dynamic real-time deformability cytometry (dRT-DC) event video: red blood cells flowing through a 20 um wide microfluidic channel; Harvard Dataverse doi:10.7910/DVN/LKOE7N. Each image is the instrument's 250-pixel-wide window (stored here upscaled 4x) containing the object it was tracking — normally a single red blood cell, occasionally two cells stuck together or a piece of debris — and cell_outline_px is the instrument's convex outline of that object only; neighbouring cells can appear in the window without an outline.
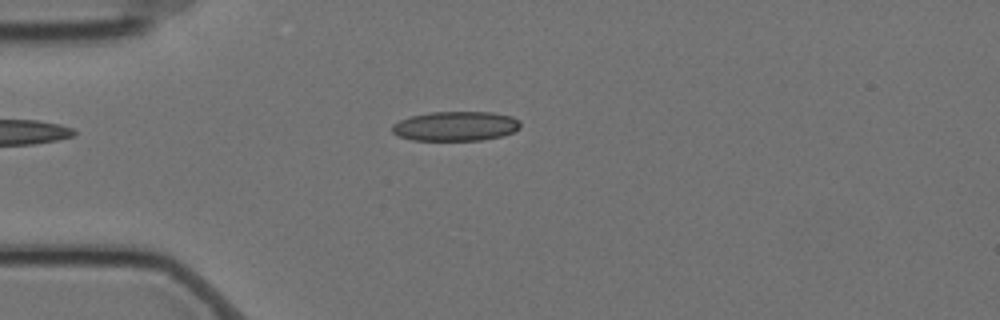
{"species": "Egyptian fruit bat (a non-hibernating species)", "species_latin": "Rousettus aegyptiacus", "temperature_condition": "cold", "stored_images_in_passage": 44, "camera_frame_rate_fps": 3000, "um_per_image_px": 0.085, "animal": {"sex": "female"}, "frame": {"image": 1, "passage_image": 1, "time_ms": 0.0, "image_size_px": [1000, 320], "cell_outline_px": [[520, 128], [512, 132], [500, 136], [480, 140], [412, 140], [396, 136], [392, 132], [392, 124], [400, 120], [412, 116], [432, 112], [492, 112], [512, 116], [520, 120]], "centroid_in_image_um": [38.71, 10.72], "position_along_channel_um": 46.3, "area_um2": 22.08}}
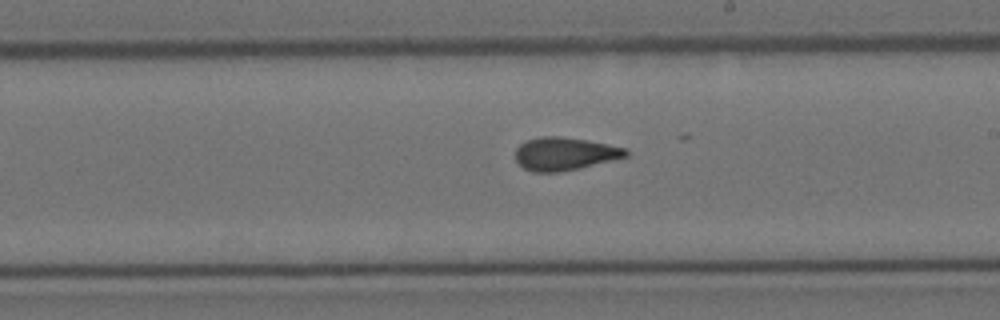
{"frame": {"image": 2, "passage_image": 19, "time_ms": 6.0, "image_size_px": [1000, 320], "cell_outline_px": [[628, 156], [580, 168], [560, 172], [532, 172], [524, 168], [516, 160], [516, 148], [520, 144], [528, 140], [544, 136], [556, 136], [588, 140], [628, 148]], "centroid_in_image_um": [48.02, 13.07], "position_along_channel_um": 241.0, "area_um2": 21.15}}
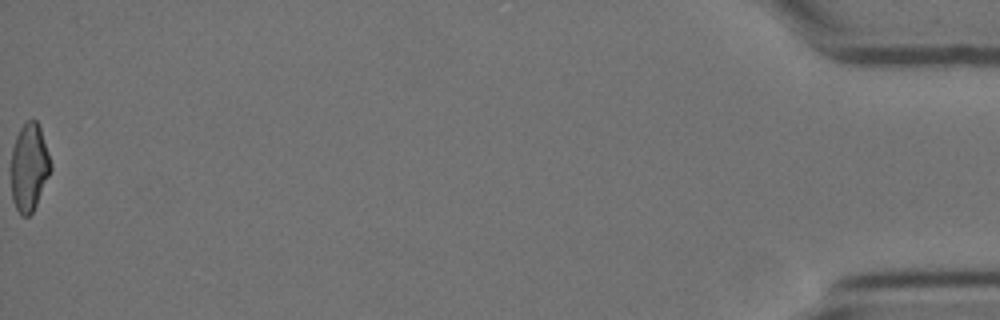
{"frame": {"image": 3, "passage_image": 44, "time_ms": 14.333, "image_size_px": [1000, 320], "cell_outline_px": [[52, 168], [36, 204], [32, 212], [28, 216], [20, 216], [12, 200], [12, 148], [16, 136], [20, 128], [28, 120], [36, 120], [40, 128], [52, 164]], "centroid_in_image_um": [2.48, 14.22], "position_along_channel_um": 432.7, "area_um2": 19.94}, "authors_computed_cell_mechanics": {"area_um2": 21.1259, "velocity_mm_per_s": 3.5156, "shape_relaxation_time_tau1_ms": 7.6562, "shape_relaxation_time_tau2_ms": 2.401, "deformation_change_tau1": 0.1781, "deformation_change_tau2": 0.0933}}